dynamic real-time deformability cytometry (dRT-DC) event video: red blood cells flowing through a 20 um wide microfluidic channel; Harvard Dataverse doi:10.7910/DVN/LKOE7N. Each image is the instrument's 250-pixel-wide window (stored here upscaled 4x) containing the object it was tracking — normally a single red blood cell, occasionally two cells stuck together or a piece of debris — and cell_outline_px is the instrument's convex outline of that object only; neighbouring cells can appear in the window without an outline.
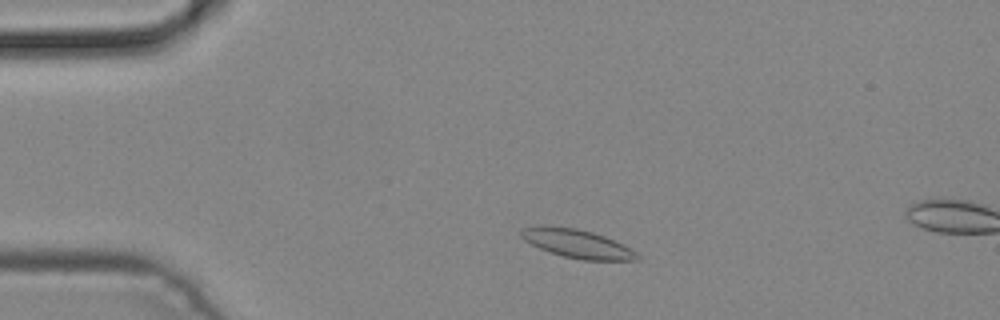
{"species": "common noctule bat (a hibernating species)", "species_latin": "Nyctalus noctula", "temperature_condition": "cold", "stored_images_in_passage": 3, "camera_frame_rate_fps": 3000, "um_per_image_px": 0.085, "animal": {"sex": "male", "body_mass_g": 19.2, "forearm_length_mm": 51.8}, "frame": {"image": 1, "passage_image": 1, "time_ms": 0.0, "image_size_px": [1000, 320], "cell_outline_px": [[640, 260], [584, 260], [564, 256], [540, 248], [524, 240], [520, 236], [520, 232], [524, 228], [576, 228], [592, 232], [604, 236], [624, 244], [636, 252], [640, 256]], "centroid_in_image_um": [49.17, 20.75], "position_along_channel_um": 35.8, "area_um2": 18.55}}